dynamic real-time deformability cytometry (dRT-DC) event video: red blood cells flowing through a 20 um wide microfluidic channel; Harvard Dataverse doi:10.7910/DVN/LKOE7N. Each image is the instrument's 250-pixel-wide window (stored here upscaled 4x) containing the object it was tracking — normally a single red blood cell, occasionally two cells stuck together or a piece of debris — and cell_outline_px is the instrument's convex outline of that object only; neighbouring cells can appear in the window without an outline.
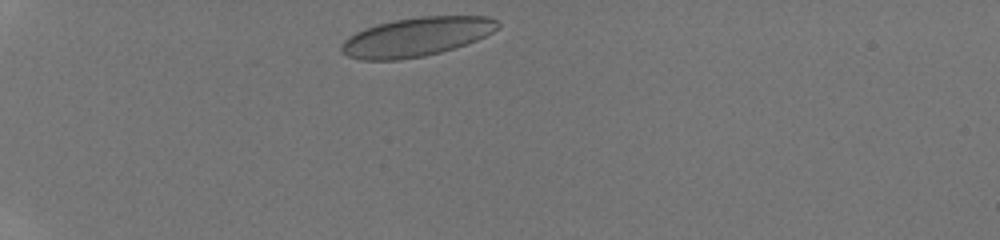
{"species": "human", "species_latin": "Homo sapiens", "temperature_condition": "room temperature", "stored_images_in_passage": 31, "camera_frame_rate_fps": 3000, "um_per_image_px": 0.085, "donor": {"sex": "male"}, "frame": {"image": 1, "passage_image": 1, "time_ms": 0.0, "image_size_px": [1000, 240], "cell_outline_px": [[500, 28], [476, 40], [440, 52], [424, 56], [400, 60], [360, 60], [348, 56], [340, 48], [344, 40], [356, 32], [380, 24], [396, 20], [420, 16], [488, 16], [496, 20], [500, 24]], "centroid_in_image_um": [35.42, 3.14], "position_along_channel_um": 49.6, "area_um2": 35.08}}
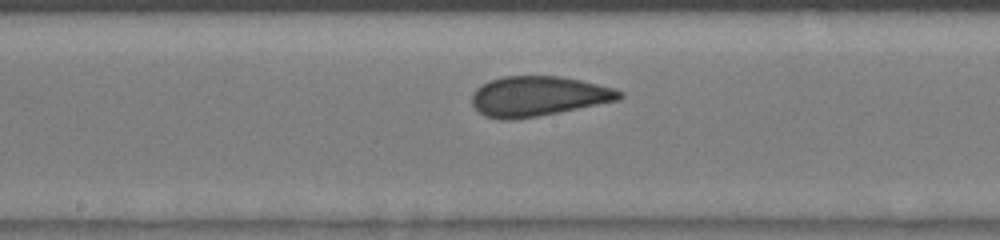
{"frame": {"image": 2, "passage_image": 14, "time_ms": 4.333, "image_size_px": [1000, 240], "cell_outline_px": [[624, 96], [620, 100], [536, 116], [512, 120], [500, 120], [484, 116], [472, 104], [472, 92], [480, 84], [488, 80], [504, 76], [560, 76], [580, 80], [616, 88], [624, 92]], "centroid_in_image_um": [45.74, 8.17], "position_along_channel_um": 202.5, "area_um2": 34.51}}
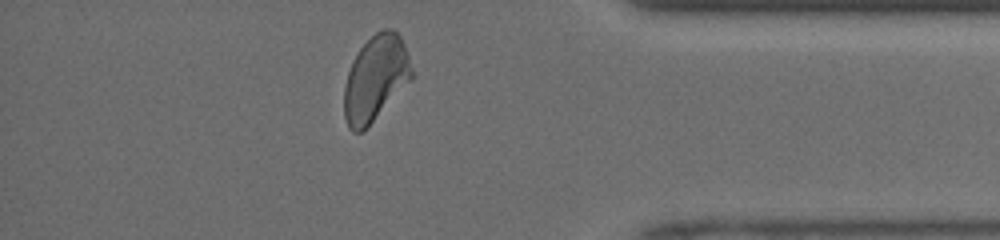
{"frame": {"image": 3, "passage_image": 28, "time_ms": 9.0, "image_size_px": [1000, 240], "cell_outline_px": [[412, 76], [372, 120], [360, 132], [352, 132], [348, 128], [344, 116], [344, 88], [348, 72], [352, 60], [360, 48], [376, 32], [384, 28], [392, 28], [400, 36], [408, 56], [412, 68]], "centroid_in_image_um": [31.87, 6.61], "position_along_channel_um": 403.3, "area_um2": 32.54}}